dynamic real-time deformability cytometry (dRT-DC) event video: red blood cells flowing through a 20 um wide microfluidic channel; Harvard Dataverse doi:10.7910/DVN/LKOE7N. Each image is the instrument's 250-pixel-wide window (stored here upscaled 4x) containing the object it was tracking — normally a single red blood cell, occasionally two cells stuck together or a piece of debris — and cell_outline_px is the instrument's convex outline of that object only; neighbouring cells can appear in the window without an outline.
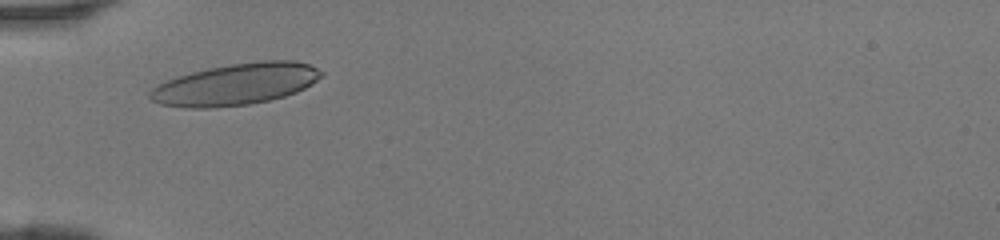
{"species": "human", "species_latin": "Homo sapiens", "temperature_condition": "room temperature", "stored_images_in_passage": 29, "camera_frame_rate_fps": 3000, "um_per_image_px": 0.085, "donor": {"sex": "female"}, "frame": {"image": 1, "passage_image": 5, "time_ms": 1.333, "image_size_px": [1000, 240], "cell_outline_px": [[324, 72], [312, 84], [296, 92], [284, 96], [268, 100], [248, 104], [216, 108], [188, 108], [160, 104], [152, 100], [148, 96], [148, 92], [152, 88], [168, 80], [192, 72], [208, 68], [232, 64], [264, 60], [292, 60], [308, 64]], "centroid_in_image_um": [20.03, 7.17], "position_along_channel_um": 65.0, "area_um2": 41.15}}
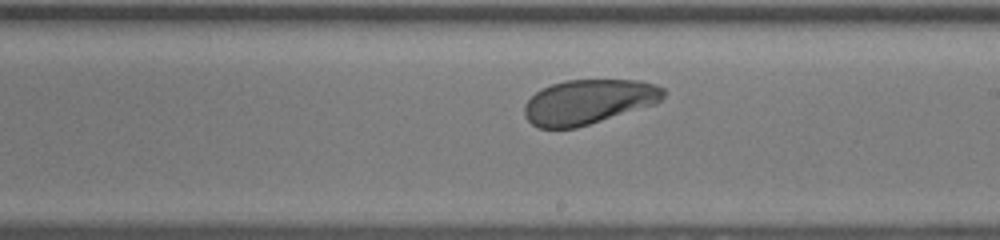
{"frame": {"image": 2, "passage_image": 17, "time_ms": 5.333, "image_size_px": [1000, 240], "cell_outline_px": [[664, 96], [656, 104], [576, 128], [540, 128], [532, 124], [524, 116], [524, 104], [536, 92], [552, 84], [564, 80], [636, 80], [652, 84], [664, 88]], "centroid_in_image_um": [50.01, 8.66], "position_along_channel_um": 239.0, "area_um2": 36.01}}
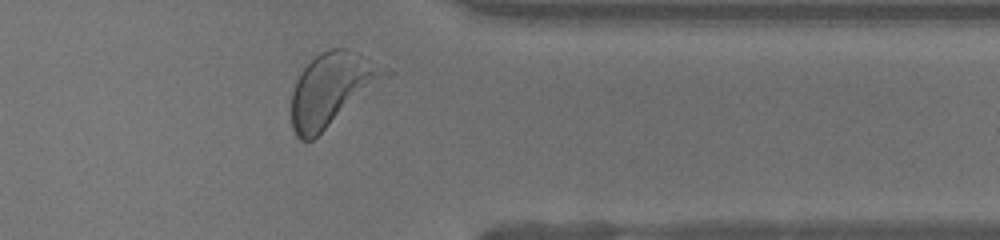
{"frame": {"image": 3, "passage_image": 27, "time_ms": 8.667, "image_size_px": [1000, 240], "cell_outline_px": [[376, 72], [328, 124], [312, 140], [300, 140], [296, 136], [292, 128], [292, 92], [296, 80], [300, 72], [320, 52], [332, 48], [348, 48], [360, 52]], "centroid_in_image_um": [27.78, 7.58], "position_along_channel_um": 383.6, "area_um2": 34.16}}